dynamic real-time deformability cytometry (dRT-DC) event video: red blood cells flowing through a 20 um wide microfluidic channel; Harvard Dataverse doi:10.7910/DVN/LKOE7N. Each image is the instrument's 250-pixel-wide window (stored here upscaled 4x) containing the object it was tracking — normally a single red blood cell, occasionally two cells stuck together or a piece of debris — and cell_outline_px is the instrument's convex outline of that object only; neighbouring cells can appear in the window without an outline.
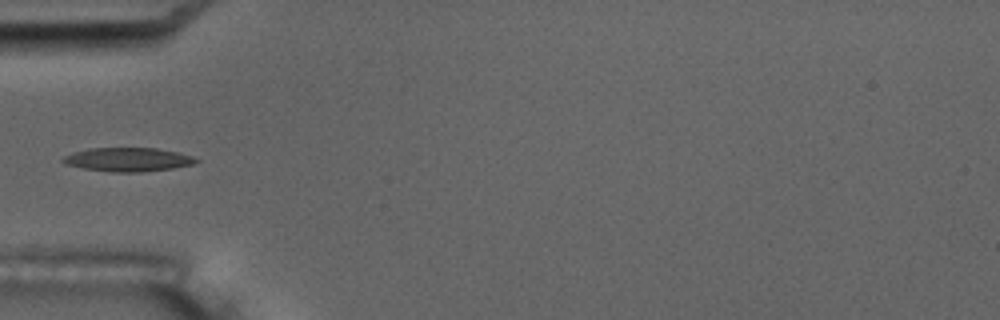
{"species": "common noctule bat (a hibernating species)", "species_latin": "Nyctalus noctula", "temperature_condition": "room temperature", "stored_images_in_passage": 9, "camera_frame_rate_fps": 3000, "um_per_image_px": 0.085, "animal": {"sex": "male", "body_mass_g": 17.5, "forearm_length_mm": 52.3}, "frame": {"image": 1, "passage_image": 3, "time_ms": 2.333, "image_size_px": [1000, 320], "cell_outline_px": [[200, 160], [192, 164], [172, 168], [140, 172], [108, 172], [84, 168], [68, 164], [60, 160], [64, 156], [72, 152], [88, 148], [156, 148], [176, 152], [192, 156]], "centroid_in_image_um": [10.85, 13.55], "position_along_channel_um": 74.2, "area_um2": 18.32}}
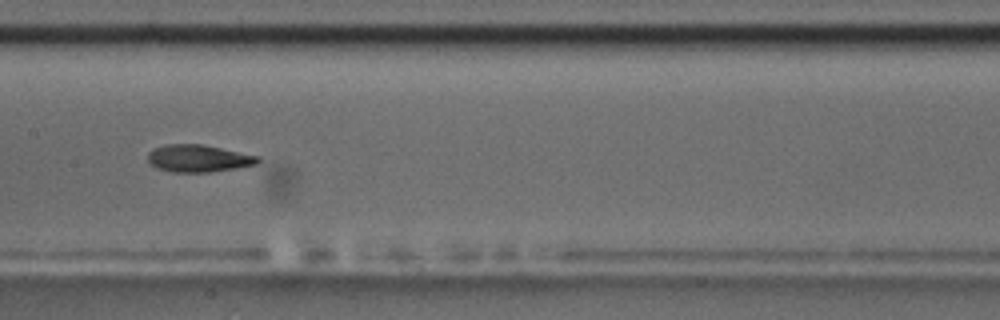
{"frame": {"image": 2, "passage_image": 6, "time_ms": 5.667, "image_size_px": [1000, 320], "cell_outline_px": [[260, 160], [256, 164], [236, 168], [212, 172], [172, 172], [156, 168], [148, 160], [148, 152], [152, 148], [164, 144], [200, 144], [260, 156]], "centroid_in_image_um": [16.84, 13.46], "position_along_channel_um": 190.6, "area_um2": 17.51}}